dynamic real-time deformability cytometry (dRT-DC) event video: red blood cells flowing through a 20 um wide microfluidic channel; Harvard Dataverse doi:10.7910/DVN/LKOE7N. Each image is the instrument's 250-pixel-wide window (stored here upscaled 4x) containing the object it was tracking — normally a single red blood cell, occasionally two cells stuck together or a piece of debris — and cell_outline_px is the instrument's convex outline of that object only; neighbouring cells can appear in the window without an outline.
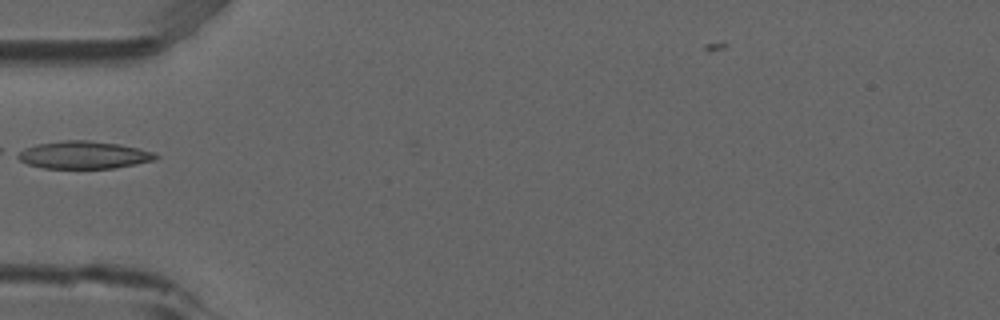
{"species": "common noctule bat (a hibernating species)", "species_latin": "Nyctalus noctula", "temperature_condition": "room temperature", "stored_images_in_passage": 7, "camera_frame_rate_fps": 3000, "um_per_image_px": 0.085, "animal": {"sex": "male", "forearm_length_mm": 52.5}, "frame": {"image": 1, "passage_image": 6, "time_ms": 1.667, "image_size_px": [1000, 320], "cell_outline_px": [[160, 156], [156, 160], [116, 168], [44, 168], [28, 164], [20, 160], [16, 156], [16, 152], [24, 148], [36, 144], [64, 140], [88, 140], [116, 144], [156, 152]], "centroid_in_image_um": [7.11, 13.17], "position_along_channel_um": 77.9, "area_um2": 22.2}}